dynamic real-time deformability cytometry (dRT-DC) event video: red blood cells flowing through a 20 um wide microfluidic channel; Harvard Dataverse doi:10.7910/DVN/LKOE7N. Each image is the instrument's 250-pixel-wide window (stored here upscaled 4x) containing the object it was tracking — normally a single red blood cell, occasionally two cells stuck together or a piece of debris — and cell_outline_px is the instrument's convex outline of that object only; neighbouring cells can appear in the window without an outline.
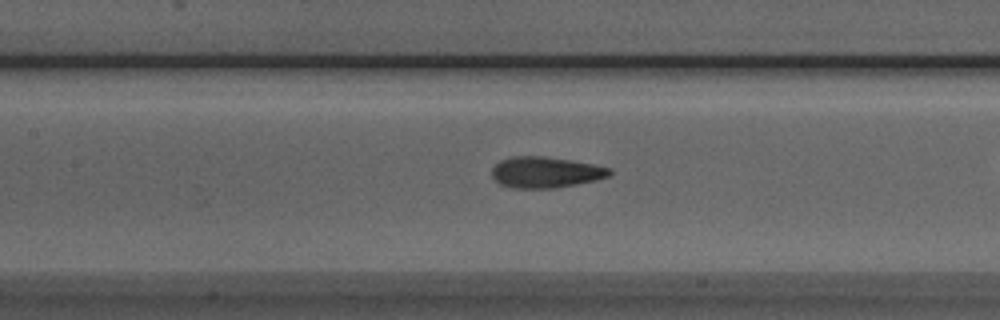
{"species": "Egyptian fruit bat (a non-hibernating species)", "species_latin": "Rousettus aegyptiacus", "temperature_condition": "room temperature", "stored_images_in_passage": 33, "camera_frame_rate_fps": 3000, "um_per_image_px": 0.085, "animal": {"sex": "male"}, "frame": {"image": 1, "passage_image": 16, "time_ms": 5.0, "image_size_px": [1000, 320], "cell_outline_px": [[612, 172], [608, 176], [596, 180], [556, 188], [512, 188], [500, 184], [492, 176], [492, 168], [500, 160], [512, 156], [540, 156], [568, 160], [592, 164], [612, 168]], "centroid_in_image_um": [46.36, 14.65], "position_along_channel_um": 161.0, "area_um2": 21.15}}
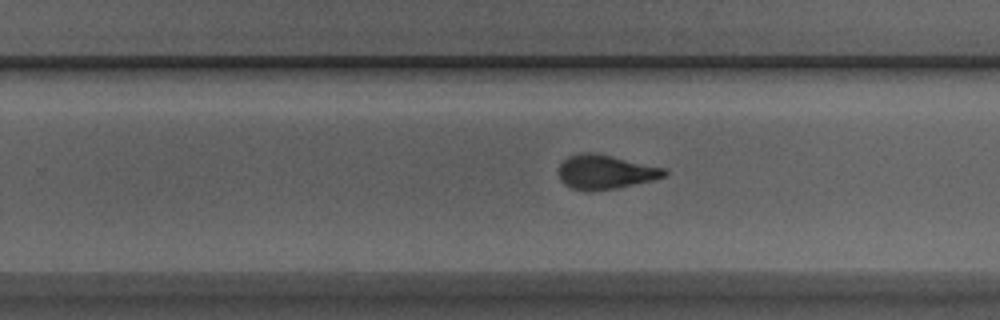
{"frame": {"image": 2, "passage_image": 25, "time_ms": 8.0, "image_size_px": [1000, 320], "cell_outline_px": [[668, 172], [664, 176], [652, 180], [616, 188], [572, 188], [564, 184], [560, 180], [560, 164], [568, 156], [584, 152], [592, 152], [664, 168]], "centroid_in_image_um": [51.45, 14.58], "position_along_channel_um": 278.3, "area_um2": 20.11}}
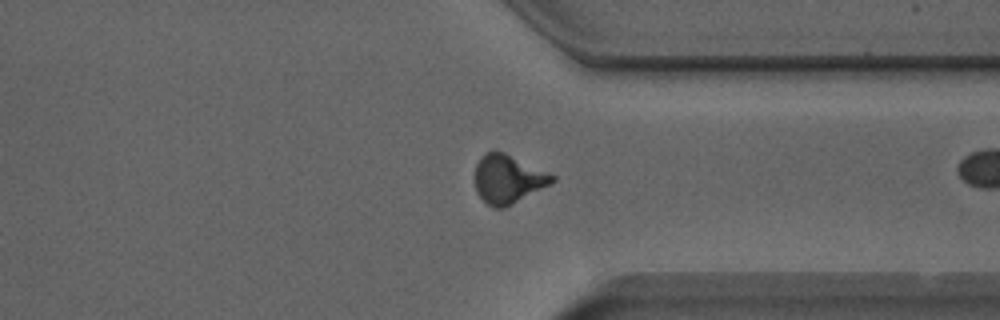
{"frame": {"image": 3, "passage_image": 32, "time_ms": 10.333, "image_size_px": [1000, 320], "cell_outline_px": [[556, 180], [512, 204], [504, 208], [492, 208], [476, 192], [476, 164], [488, 152], [504, 152], [556, 176]], "centroid_in_image_um": [43.18, 15.24], "position_along_channel_um": 368.2, "area_um2": 21.21}}